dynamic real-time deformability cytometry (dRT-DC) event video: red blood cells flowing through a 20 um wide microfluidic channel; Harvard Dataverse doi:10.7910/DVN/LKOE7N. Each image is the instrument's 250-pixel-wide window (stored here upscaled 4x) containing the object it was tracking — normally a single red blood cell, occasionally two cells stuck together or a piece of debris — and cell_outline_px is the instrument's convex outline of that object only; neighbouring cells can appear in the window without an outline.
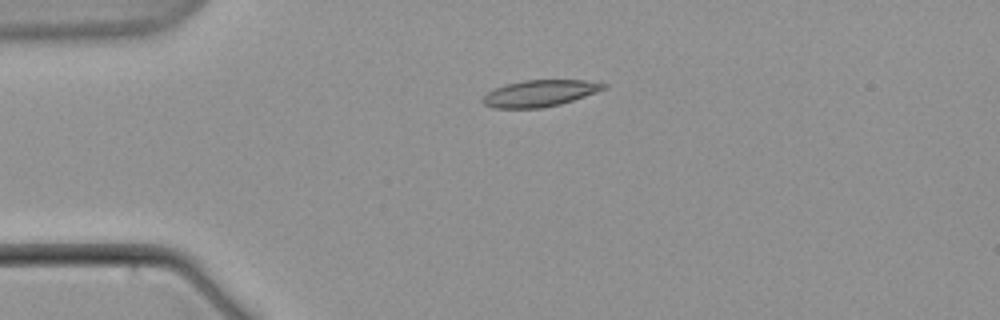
{"species": "common noctule bat (a hibernating species)", "species_latin": "Nyctalus noctula", "temperature_condition": "warm", "stored_images_in_passage": 11, "camera_frame_rate_fps": 3000, "um_per_image_px": 0.085, "animal": {"sex": "male", "body_mass_g": 21.5, "forearm_length_mm": 52.0}, "frame": {"image": 1, "passage_image": 4, "time_ms": 3.667, "image_size_px": [1000, 320], "cell_outline_px": [[608, 88], [560, 104], [540, 108], [492, 108], [484, 104], [480, 100], [488, 92], [504, 84], [524, 80], [588, 80], [608, 84]], "centroid_in_image_um": [45.88, 7.92], "position_along_channel_um": 39.1, "area_um2": 18.73}}
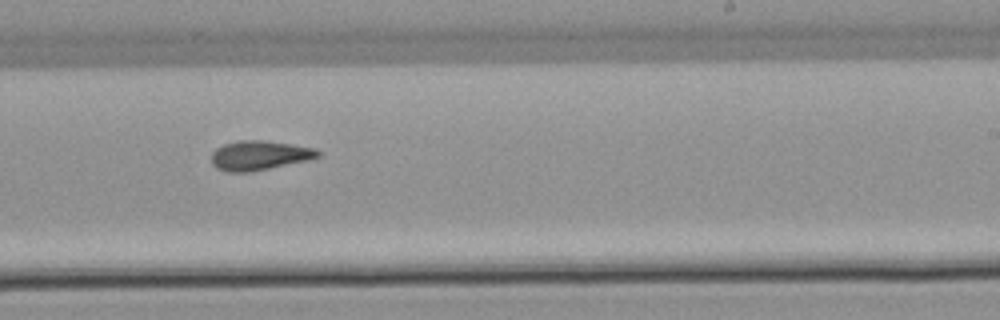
{"frame": {"image": 2, "passage_image": 10, "time_ms": 12.333, "image_size_px": [1000, 320], "cell_outline_px": [[320, 156], [308, 160], [248, 172], [228, 172], [216, 168], [212, 164], [212, 152], [216, 148], [224, 144], [240, 140], [264, 140], [316, 148], [320, 152]], "centroid_in_image_um": [22.03, 13.2], "position_along_channel_um": 267.0, "area_um2": 18.15}}